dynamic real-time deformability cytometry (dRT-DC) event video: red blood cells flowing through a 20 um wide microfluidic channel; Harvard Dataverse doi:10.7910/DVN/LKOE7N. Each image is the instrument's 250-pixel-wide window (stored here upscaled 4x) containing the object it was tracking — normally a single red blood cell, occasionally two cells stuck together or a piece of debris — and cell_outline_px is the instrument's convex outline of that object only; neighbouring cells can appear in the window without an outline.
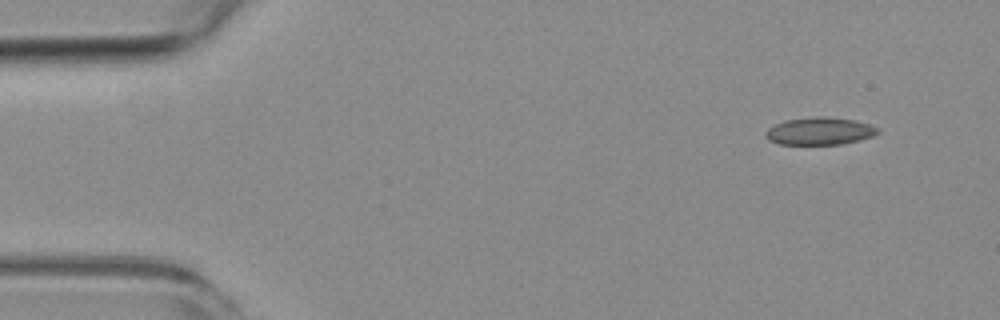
{"species": "common noctule bat (a hibernating species)", "species_latin": "Nyctalus noctula", "temperature_condition": "room temperature", "stored_images_in_passage": 5, "camera_frame_rate_fps": 3000, "um_per_image_px": 0.085, "animal": {"sex": "female", "body_mass_g": 19.3, "forearm_length_mm": 54.1}, "frame": {"image": 1, "passage_image": 1, "time_ms": 0.0, "image_size_px": [1000, 320], "cell_outline_px": [[880, 132], [872, 136], [860, 140], [840, 144], [780, 144], [768, 140], [764, 136], [764, 132], [768, 128], [784, 120], [812, 116], [828, 116], [856, 120], [880, 128]], "centroid_in_image_um": [69.67, 11.13], "position_along_channel_um": 15.3, "area_um2": 18.21}}
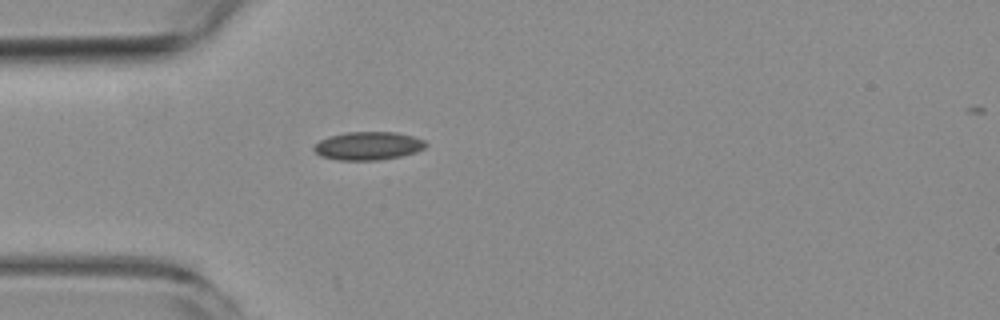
{"frame": {"image": 2, "passage_image": 4, "time_ms": 3.667, "image_size_px": [1000, 320], "cell_outline_px": [[428, 144], [424, 148], [416, 152], [400, 156], [380, 160], [336, 160], [320, 156], [312, 148], [320, 140], [328, 136], [348, 132], [396, 132], [412, 136], [424, 140]], "centroid_in_image_um": [31.28, 12.4], "position_along_channel_um": 53.7, "area_um2": 18.44}}